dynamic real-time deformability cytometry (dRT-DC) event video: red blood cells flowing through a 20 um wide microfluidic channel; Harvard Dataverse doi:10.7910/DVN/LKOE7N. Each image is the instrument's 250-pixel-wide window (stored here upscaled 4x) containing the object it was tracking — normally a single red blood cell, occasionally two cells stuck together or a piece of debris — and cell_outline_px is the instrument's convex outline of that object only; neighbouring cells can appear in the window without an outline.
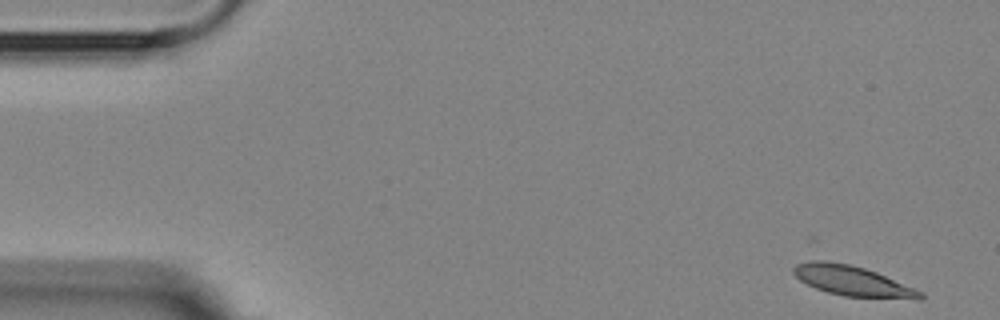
{"species": "Egyptian fruit bat (a non-hibernating species)", "species_latin": "Rousettus aegyptiacus", "temperature_condition": "room temperature", "stored_images_in_passage": 7, "camera_frame_rate_fps": 3000, "um_per_image_px": 0.085, "animal": {"sex": "female"}, "frame": {"image": 1, "passage_image": 1, "time_ms": 0.0, "image_size_px": [1000, 320], "cell_outline_px": [[924, 300], [916, 300], [844, 296], [828, 292], [816, 288], [800, 280], [792, 272], [792, 268], [796, 264], [812, 260], [828, 260], [848, 264], [864, 268], [876, 272], [924, 292]], "centroid_in_image_um": [72.51, 23.89], "position_along_channel_um": 12.5, "area_um2": 22.43}}
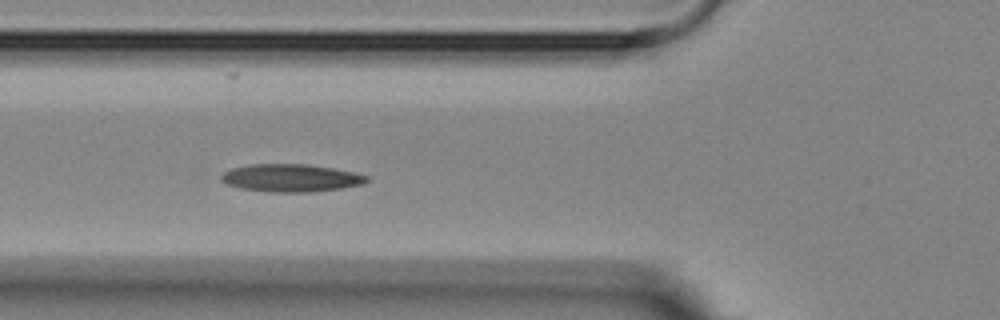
{"frame": {"image": 2, "passage_image": 6, "time_ms": 5.667, "image_size_px": [1000, 320], "cell_outline_px": [[368, 180], [364, 184], [340, 188], [312, 192], [272, 192], [240, 188], [228, 184], [220, 180], [220, 176], [224, 172], [232, 168], [248, 164], [308, 164], [356, 172], [368, 176]], "centroid_in_image_um": [24.73, 15.12], "position_along_channel_um": 101.1, "area_um2": 23.52}}
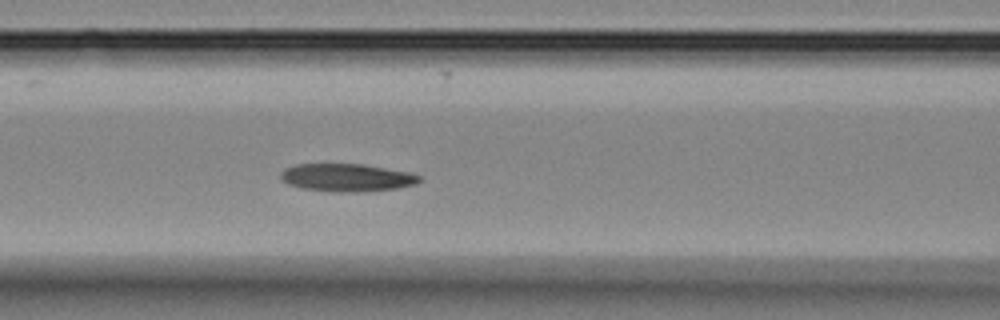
{"frame": {"image": 3, "passage_image": 7, "time_ms": 6.667, "image_size_px": [1000, 320], "cell_outline_px": [[424, 180], [416, 184], [396, 188], [356, 192], [332, 192], [300, 188], [288, 184], [280, 180], [280, 172], [284, 168], [296, 164], [364, 164], [408, 172], [420, 176]], "centroid_in_image_um": [29.44, 15.09], "position_along_channel_um": 137.2, "area_um2": 22.66}}